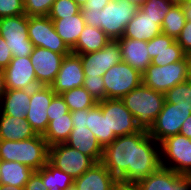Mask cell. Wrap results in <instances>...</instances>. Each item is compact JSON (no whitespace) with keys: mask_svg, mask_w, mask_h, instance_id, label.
Segmentation results:
<instances>
[{"mask_svg":"<svg viewBox=\"0 0 191 190\" xmlns=\"http://www.w3.org/2000/svg\"><path fill=\"white\" fill-rule=\"evenodd\" d=\"M137 10L138 7L128 0H111L98 11V28L102 29L111 40L120 39Z\"/></svg>","mask_w":191,"mask_h":190,"instance_id":"5b68a950","label":"cell"},{"mask_svg":"<svg viewBox=\"0 0 191 190\" xmlns=\"http://www.w3.org/2000/svg\"><path fill=\"white\" fill-rule=\"evenodd\" d=\"M33 173L34 170L25 164L1 160L0 181L3 185L24 187Z\"/></svg>","mask_w":191,"mask_h":190,"instance_id":"83f0119b","label":"cell"},{"mask_svg":"<svg viewBox=\"0 0 191 190\" xmlns=\"http://www.w3.org/2000/svg\"><path fill=\"white\" fill-rule=\"evenodd\" d=\"M187 55L182 50V47L175 41L165 50H162L155 58L151 60V64L163 66L166 64L175 63L183 60Z\"/></svg>","mask_w":191,"mask_h":190,"instance_id":"e575fe53","label":"cell"},{"mask_svg":"<svg viewBox=\"0 0 191 190\" xmlns=\"http://www.w3.org/2000/svg\"><path fill=\"white\" fill-rule=\"evenodd\" d=\"M66 190H76V188L74 187V185Z\"/></svg>","mask_w":191,"mask_h":190,"instance_id":"680465c9","label":"cell"},{"mask_svg":"<svg viewBox=\"0 0 191 190\" xmlns=\"http://www.w3.org/2000/svg\"><path fill=\"white\" fill-rule=\"evenodd\" d=\"M181 5L183 8L186 20L191 21V0L183 2Z\"/></svg>","mask_w":191,"mask_h":190,"instance_id":"681fc988","label":"cell"},{"mask_svg":"<svg viewBox=\"0 0 191 190\" xmlns=\"http://www.w3.org/2000/svg\"><path fill=\"white\" fill-rule=\"evenodd\" d=\"M174 5L171 0H148L139 9L162 25L165 15Z\"/></svg>","mask_w":191,"mask_h":190,"instance_id":"836d02e7","label":"cell"},{"mask_svg":"<svg viewBox=\"0 0 191 190\" xmlns=\"http://www.w3.org/2000/svg\"><path fill=\"white\" fill-rule=\"evenodd\" d=\"M27 32L34 47L49 49L60 54L71 53L48 16H28Z\"/></svg>","mask_w":191,"mask_h":190,"instance_id":"30bf717a","label":"cell"},{"mask_svg":"<svg viewBox=\"0 0 191 190\" xmlns=\"http://www.w3.org/2000/svg\"><path fill=\"white\" fill-rule=\"evenodd\" d=\"M55 0H23L27 16H48Z\"/></svg>","mask_w":191,"mask_h":190,"instance_id":"8d00e7d4","label":"cell"},{"mask_svg":"<svg viewBox=\"0 0 191 190\" xmlns=\"http://www.w3.org/2000/svg\"><path fill=\"white\" fill-rule=\"evenodd\" d=\"M88 109L76 110L71 112L73 126H86Z\"/></svg>","mask_w":191,"mask_h":190,"instance_id":"f6af8a7d","label":"cell"},{"mask_svg":"<svg viewBox=\"0 0 191 190\" xmlns=\"http://www.w3.org/2000/svg\"><path fill=\"white\" fill-rule=\"evenodd\" d=\"M136 186L139 190H191V178L161 166Z\"/></svg>","mask_w":191,"mask_h":190,"instance_id":"ac0fdd59","label":"cell"},{"mask_svg":"<svg viewBox=\"0 0 191 190\" xmlns=\"http://www.w3.org/2000/svg\"><path fill=\"white\" fill-rule=\"evenodd\" d=\"M55 94L51 86L40 85L31 89L30 109L27 112L26 120L37 135L43 136L48 128L47 110Z\"/></svg>","mask_w":191,"mask_h":190,"instance_id":"5bb4252c","label":"cell"},{"mask_svg":"<svg viewBox=\"0 0 191 190\" xmlns=\"http://www.w3.org/2000/svg\"><path fill=\"white\" fill-rule=\"evenodd\" d=\"M188 60H189L188 75H189V81H191V55L188 56Z\"/></svg>","mask_w":191,"mask_h":190,"instance_id":"9f6ffc18","label":"cell"},{"mask_svg":"<svg viewBox=\"0 0 191 190\" xmlns=\"http://www.w3.org/2000/svg\"><path fill=\"white\" fill-rule=\"evenodd\" d=\"M80 60L85 77L103 76L113 65L122 62L121 48L117 40H110L99 51L80 54Z\"/></svg>","mask_w":191,"mask_h":190,"instance_id":"7c38bea8","label":"cell"},{"mask_svg":"<svg viewBox=\"0 0 191 190\" xmlns=\"http://www.w3.org/2000/svg\"><path fill=\"white\" fill-rule=\"evenodd\" d=\"M186 22L185 14L181 4H175L165 15L161 25L162 33L175 40L181 33Z\"/></svg>","mask_w":191,"mask_h":190,"instance_id":"4dcf8cb0","label":"cell"},{"mask_svg":"<svg viewBox=\"0 0 191 190\" xmlns=\"http://www.w3.org/2000/svg\"><path fill=\"white\" fill-rule=\"evenodd\" d=\"M31 90H6L0 104L3 115L26 118L30 109Z\"/></svg>","mask_w":191,"mask_h":190,"instance_id":"603a6c76","label":"cell"},{"mask_svg":"<svg viewBox=\"0 0 191 190\" xmlns=\"http://www.w3.org/2000/svg\"><path fill=\"white\" fill-rule=\"evenodd\" d=\"M27 30L26 14L0 18V36L6 40L13 57H26L32 53L34 45Z\"/></svg>","mask_w":191,"mask_h":190,"instance_id":"52a82bcc","label":"cell"},{"mask_svg":"<svg viewBox=\"0 0 191 190\" xmlns=\"http://www.w3.org/2000/svg\"><path fill=\"white\" fill-rule=\"evenodd\" d=\"M86 127L91 130L103 148L111 144L117 137L108 135L107 115L102 114L101 101L88 109Z\"/></svg>","mask_w":191,"mask_h":190,"instance_id":"4316f807","label":"cell"},{"mask_svg":"<svg viewBox=\"0 0 191 190\" xmlns=\"http://www.w3.org/2000/svg\"><path fill=\"white\" fill-rule=\"evenodd\" d=\"M65 144L71 148L78 149L82 154L91 157L96 163L102 160L103 147L86 126H73Z\"/></svg>","mask_w":191,"mask_h":190,"instance_id":"ffe728a7","label":"cell"},{"mask_svg":"<svg viewBox=\"0 0 191 190\" xmlns=\"http://www.w3.org/2000/svg\"><path fill=\"white\" fill-rule=\"evenodd\" d=\"M65 103L68 105L69 111L90 109L97 101L93 99L90 93L84 87L73 88L61 94Z\"/></svg>","mask_w":191,"mask_h":190,"instance_id":"1f68e13d","label":"cell"},{"mask_svg":"<svg viewBox=\"0 0 191 190\" xmlns=\"http://www.w3.org/2000/svg\"><path fill=\"white\" fill-rule=\"evenodd\" d=\"M121 101L134 116L136 125L141 130L149 131L162 110L165 94L148 88L141 83L122 97Z\"/></svg>","mask_w":191,"mask_h":190,"instance_id":"7a4b0ae2","label":"cell"},{"mask_svg":"<svg viewBox=\"0 0 191 190\" xmlns=\"http://www.w3.org/2000/svg\"><path fill=\"white\" fill-rule=\"evenodd\" d=\"M76 4H78L80 7L85 5L88 0H73Z\"/></svg>","mask_w":191,"mask_h":190,"instance_id":"11a10c76","label":"cell"},{"mask_svg":"<svg viewBox=\"0 0 191 190\" xmlns=\"http://www.w3.org/2000/svg\"><path fill=\"white\" fill-rule=\"evenodd\" d=\"M83 87L90 93L95 101L105 100V85L103 76L84 77Z\"/></svg>","mask_w":191,"mask_h":190,"instance_id":"74e56055","label":"cell"},{"mask_svg":"<svg viewBox=\"0 0 191 190\" xmlns=\"http://www.w3.org/2000/svg\"><path fill=\"white\" fill-rule=\"evenodd\" d=\"M0 190H24V187H16L11 185L0 184Z\"/></svg>","mask_w":191,"mask_h":190,"instance_id":"f5cc1de1","label":"cell"},{"mask_svg":"<svg viewBox=\"0 0 191 190\" xmlns=\"http://www.w3.org/2000/svg\"><path fill=\"white\" fill-rule=\"evenodd\" d=\"M176 42L182 47V50L187 56L191 55V21L186 20Z\"/></svg>","mask_w":191,"mask_h":190,"instance_id":"b9f144b4","label":"cell"},{"mask_svg":"<svg viewBox=\"0 0 191 190\" xmlns=\"http://www.w3.org/2000/svg\"><path fill=\"white\" fill-rule=\"evenodd\" d=\"M51 20L53 21L57 34L71 50L86 25L81 11L76 15Z\"/></svg>","mask_w":191,"mask_h":190,"instance_id":"484cf974","label":"cell"},{"mask_svg":"<svg viewBox=\"0 0 191 190\" xmlns=\"http://www.w3.org/2000/svg\"><path fill=\"white\" fill-rule=\"evenodd\" d=\"M162 33L159 21L152 19L139 8L135 16L126 25L123 38L149 41Z\"/></svg>","mask_w":191,"mask_h":190,"instance_id":"7402d4cb","label":"cell"},{"mask_svg":"<svg viewBox=\"0 0 191 190\" xmlns=\"http://www.w3.org/2000/svg\"><path fill=\"white\" fill-rule=\"evenodd\" d=\"M69 54L55 53L49 49L34 47L30 54L38 85L51 86L54 82L64 57Z\"/></svg>","mask_w":191,"mask_h":190,"instance_id":"2e32d148","label":"cell"},{"mask_svg":"<svg viewBox=\"0 0 191 190\" xmlns=\"http://www.w3.org/2000/svg\"><path fill=\"white\" fill-rule=\"evenodd\" d=\"M158 144L148 131L140 129L105 146L101 162L119 183L136 185L162 166Z\"/></svg>","mask_w":191,"mask_h":190,"instance_id":"6da1fadb","label":"cell"},{"mask_svg":"<svg viewBox=\"0 0 191 190\" xmlns=\"http://www.w3.org/2000/svg\"><path fill=\"white\" fill-rule=\"evenodd\" d=\"M175 4H182L183 2H186L188 0H171Z\"/></svg>","mask_w":191,"mask_h":190,"instance_id":"6f0895ef","label":"cell"},{"mask_svg":"<svg viewBox=\"0 0 191 190\" xmlns=\"http://www.w3.org/2000/svg\"><path fill=\"white\" fill-rule=\"evenodd\" d=\"M190 115L189 106H177L165 101L148 134L160 143L169 136L179 134L182 124Z\"/></svg>","mask_w":191,"mask_h":190,"instance_id":"8fae6325","label":"cell"},{"mask_svg":"<svg viewBox=\"0 0 191 190\" xmlns=\"http://www.w3.org/2000/svg\"><path fill=\"white\" fill-rule=\"evenodd\" d=\"M101 109L102 114L107 115L108 135L119 137L140 130L134 116L121 99H105L101 101Z\"/></svg>","mask_w":191,"mask_h":190,"instance_id":"4fadbf2b","label":"cell"},{"mask_svg":"<svg viewBox=\"0 0 191 190\" xmlns=\"http://www.w3.org/2000/svg\"><path fill=\"white\" fill-rule=\"evenodd\" d=\"M84 77L80 55L70 53L64 57L51 88L56 94H62L73 88L83 87Z\"/></svg>","mask_w":191,"mask_h":190,"instance_id":"e0dca14e","label":"cell"},{"mask_svg":"<svg viewBox=\"0 0 191 190\" xmlns=\"http://www.w3.org/2000/svg\"><path fill=\"white\" fill-rule=\"evenodd\" d=\"M179 134L191 139V115L182 124Z\"/></svg>","mask_w":191,"mask_h":190,"instance_id":"c3c4849f","label":"cell"},{"mask_svg":"<svg viewBox=\"0 0 191 190\" xmlns=\"http://www.w3.org/2000/svg\"><path fill=\"white\" fill-rule=\"evenodd\" d=\"M37 136L26 118L3 115L0 112V140H26Z\"/></svg>","mask_w":191,"mask_h":190,"instance_id":"cb8c5ba5","label":"cell"},{"mask_svg":"<svg viewBox=\"0 0 191 190\" xmlns=\"http://www.w3.org/2000/svg\"><path fill=\"white\" fill-rule=\"evenodd\" d=\"M165 101L191 108V81L188 80L169 89L165 93Z\"/></svg>","mask_w":191,"mask_h":190,"instance_id":"d6a6232c","label":"cell"},{"mask_svg":"<svg viewBox=\"0 0 191 190\" xmlns=\"http://www.w3.org/2000/svg\"><path fill=\"white\" fill-rule=\"evenodd\" d=\"M81 11V7L73 0H55L48 14L50 19H62L76 15Z\"/></svg>","mask_w":191,"mask_h":190,"instance_id":"d590c367","label":"cell"},{"mask_svg":"<svg viewBox=\"0 0 191 190\" xmlns=\"http://www.w3.org/2000/svg\"><path fill=\"white\" fill-rule=\"evenodd\" d=\"M3 73L6 90H31L39 86L30 56L13 57Z\"/></svg>","mask_w":191,"mask_h":190,"instance_id":"9a60e30c","label":"cell"},{"mask_svg":"<svg viewBox=\"0 0 191 190\" xmlns=\"http://www.w3.org/2000/svg\"><path fill=\"white\" fill-rule=\"evenodd\" d=\"M24 190H48L47 187L43 184L41 176L34 171L30 176V179L26 182Z\"/></svg>","mask_w":191,"mask_h":190,"instance_id":"ee69618b","label":"cell"},{"mask_svg":"<svg viewBox=\"0 0 191 190\" xmlns=\"http://www.w3.org/2000/svg\"><path fill=\"white\" fill-rule=\"evenodd\" d=\"M86 25L98 27V11L81 10Z\"/></svg>","mask_w":191,"mask_h":190,"instance_id":"7dc6e473","label":"cell"},{"mask_svg":"<svg viewBox=\"0 0 191 190\" xmlns=\"http://www.w3.org/2000/svg\"><path fill=\"white\" fill-rule=\"evenodd\" d=\"M176 40L164 33L157 35L147 42V50L148 54L151 58L156 57L162 50H165L171 44H173Z\"/></svg>","mask_w":191,"mask_h":190,"instance_id":"f35d334b","label":"cell"},{"mask_svg":"<svg viewBox=\"0 0 191 190\" xmlns=\"http://www.w3.org/2000/svg\"><path fill=\"white\" fill-rule=\"evenodd\" d=\"M12 58V52L6 44V40L2 36H0V69L3 70L4 68H6Z\"/></svg>","mask_w":191,"mask_h":190,"instance_id":"7bdbcfd3","label":"cell"},{"mask_svg":"<svg viewBox=\"0 0 191 190\" xmlns=\"http://www.w3.org/2000/svg\"><path fill=\"white\" fill-rule=\"evenodd\" d=\"M114 190H139L136 185H125L118 183Z\"/></svg>","mask_w":191,"mask_h":190,"instance_id":"816d5d0a","label":"cell"},{"mask_svg":"<svg viewBox=\"0 0 191 190\" xmlns=\"http://www.w3.org/2000/svg\"><path fill=\"white\" fill-rule=\"evenodd\" d=\"M111 0H88L85 5L81 7V10L100 11Z\"/></svg>","mask_w":191,"mask_h":190,"instance_id":"bcb514c9","label":"cell"},{"mask_svg":"<svg viewBox=\"0 0 191 190\" xmlns=\"http://www.w3.org/2000/svg\"><path fill=\"white\" fill-rule=\"evenodd\" d=\"M73 129L71 112L59 117H52L48 128L43 135L48 146L65 143Z\"/></svg>","mask_w":191,"mask_h":190,"instance_id":"f1b7e54d","label":"cell"},{"mask_svg":"<svg viewBox=\"0 0 191 190\" xmlns=\"http://www.w3.org/2000/svg\"><path fill=\"white\" fill-rule=\"evenodd\" d=\"M36 172L41 176L43 184L48 190H66L73 186L74 179L49 161Z\"/></svg>","mask_w":191,"mask_h":190,"instance_id":"f546056e","label":"cell"},{"mask_svg":"<svg viewBox=\"0 0 191 190\" xmlns=\"http://www.w3.org/2000/svg\"><path fill=\"white\" fill-rule=\"evenodd\" d=\"M25 14L23 0H0V18Z\"/></svg>","mask_w":191,"mask_h":190,"instance_id":"ab89813d","label":"cell"},{"mask_svg":"<svg viewBox=\"0 0 191 190\" xmlns=\"http://www.w3.org/2000/svg\"><path fill=\"white\" fill-rule=\"evenodd\" d=\"M5 92H6V86H5L4 73L3 70L0 69V104L2 102V98Z\"/></svg>","mask_w":191,"mask_h":190,"instance_id":"f907efd6","label":"cell"},{"mask_svg":"<svg viewBox=\"0 0 191 190\" xmlns=\"http://www.w3.org/2000/svg\"><path fill=\"white\" fill-rule=\"evenodd\" d=\"M110 40L102 29L85 25L75 46L71 49V53L80 55L99 51L103 49Z\"/></svg>","mask_w":191,"mask_h":190,"instance_id":"d4e9b609","label":"cell"},{"mask_svg":"<svg viewBox=\"0 0 191 190\" xmlns=\"http://www.w3.org/2000/svg\"><path fill=\"white\" fill-rule=\"evenodd\" d=\"M131 4L136 5L138 8L145 4L148 0H128Z\"/></svg>","mask_w":191,"mask_h":190,"instance_id":"db71d44e","label":"cell"},{"mask_svg":"<svg viewBox=\"0 0 191 190\" xmlns=\"http://www.w3.org/2000/svg\"><path fill=\"white\" fill-rule=\"evenodd\" d=\"M48 161L56 168L66 172L73 179L79 178L96 162L78 149L71 148L65 143L49 147Z\"/></svg>","mask_w":191,"mask_h":190,"instance_id":"9c48e42d","label":"cell"},{"mask_svg":"<svg viewBox=\"0 0 191 190\" xmlns=\"http://www.w3.org/2000/svg\"><path fill=\"white\" fill-rule=\"evenodd\" d=\"M159 145L162 167L191 178V139L176 134L167 137Z\"/></svg>","mask_w":191,"mask_h":190,"instance_id":"8992f818","label":"cell"},{"mask_svg":"<svg viewBox=\"0 0 191 190\" xmlns=\"http://www.w3.org/2000/svg\"><path fill=\"white\" fill-rule=\"evenodd\" d=\"M49 146L42 135L26 140H0V159L17 161L39 170L48 162Z\"/></svg>","mask_w":191,"mask_h":190,"instance_id":"3957f363","label":"cell"},{"mask_svg":"<svg viewBox=\"0 0 191 190\" xmlns=\"http://www.w3.org/2000/svg\"><path fill=\"white\" fill-rule=\"evenodd\" d=\"M105 99H121L142 83V74L125 62L109 68L103 75Z\"/></svg>","mask_w":191,"mask_h":190,"instance_id":"ba28073f","label":"cell"},{"mask_svg":"<svg viewBox=\"0 0 191 190\" xmlns=\"http://www.w3.org/2000/svg\"><path fill=\"white\" fill-rule=\"evenodd\" d=\"M118 183L105 165L98 162L74 179L73 185L76 190H114Z\"/></svg>","mask_w":191,"mask_h":190,"instance_id":"d6986e66","label":"cell"},{"mask_svg":"<svg viewBox=\"0 0 191 190\" xmlns=\"http://www.w3.org/2000/svg\"><path fill=\"white\" fill-rule=\"evenodd\" d=\"M188 69V56L181 61L163 66L150 64L142 73V83L148 88L165 94L177 84L189 80Z\"/></svg>","mask_w":191,"mask_h":190,"instance_id":"277c9868","label":"cell"},{"mask_svg":"<svg viewBox=\"0 0 191 190\" xmlns=\"http://www.w3.org/2000/svg\"><path fill=\"white\" fill-rule=\"evenodd\" d=\"M69 112L68 105L61 94H55L47 110L49 122L52 121V117H59Z\"/></svg>","mask_w":191,"mask_h":190,"instance_id":"60d3db41","label":"cell"},{"mask_svg":"<svg viewBox=\"0 0 191 190\" xmlns=\"http://www.w3.org/2000/svg\"><path fill=\"white\" fill-rule=\"evenodd\" d=\"M122 53V62L129 64L141 74L151 64V58L147 50V41L131 38L117 39Z\"/></svg>","mask_w":191,"mask_h":190,"instance_id":"44dd1931","label":"cell"}]
</instances>
